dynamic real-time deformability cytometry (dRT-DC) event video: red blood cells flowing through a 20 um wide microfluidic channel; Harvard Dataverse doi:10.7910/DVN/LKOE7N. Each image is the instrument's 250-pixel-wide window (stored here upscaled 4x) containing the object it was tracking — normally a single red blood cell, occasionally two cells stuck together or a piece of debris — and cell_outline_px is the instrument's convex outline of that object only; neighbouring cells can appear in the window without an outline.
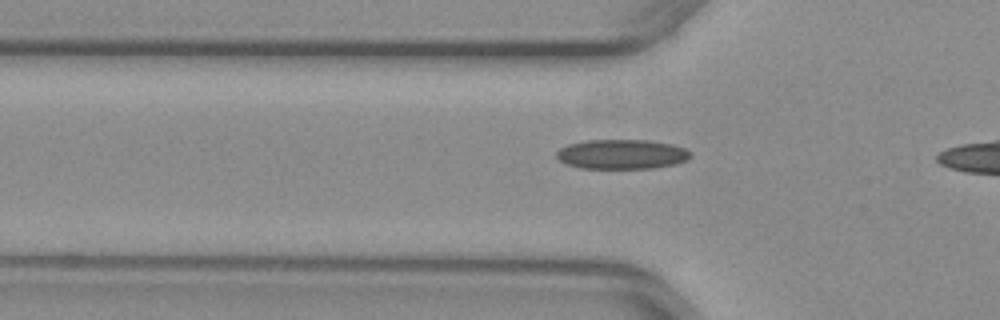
{"species": "common noctule bat (a hibernating species)", "species_latin": "Nyctalus noctula", "temperature_condition": "warm", "stored_images_in_passage": 6, "camera_frame_rate_fps": 3000, "um_per_image_px": 0.085, "animal": {"sex": "female", "body_mass_g": 29.2, "forearm_length_mm": 56.3}, "frame": {"image": 1, "passage_image": 3, "time_ms": 0.667, "image_size_px": [1000, 320], "cell_outline_px": [[692, 156], [688, 160], [676, 164], [656, 168], [580, 168], [564, 164], [556, 156], [556, 152], [560, 148], [568, 144], [588, 140], [648, 140], [672, 144], [684, 148], [692, 152]], "centroid_in_image_um": [52.88, 13.11], "position_along_channel_um": 72.9, "area_um2": 23.35}}